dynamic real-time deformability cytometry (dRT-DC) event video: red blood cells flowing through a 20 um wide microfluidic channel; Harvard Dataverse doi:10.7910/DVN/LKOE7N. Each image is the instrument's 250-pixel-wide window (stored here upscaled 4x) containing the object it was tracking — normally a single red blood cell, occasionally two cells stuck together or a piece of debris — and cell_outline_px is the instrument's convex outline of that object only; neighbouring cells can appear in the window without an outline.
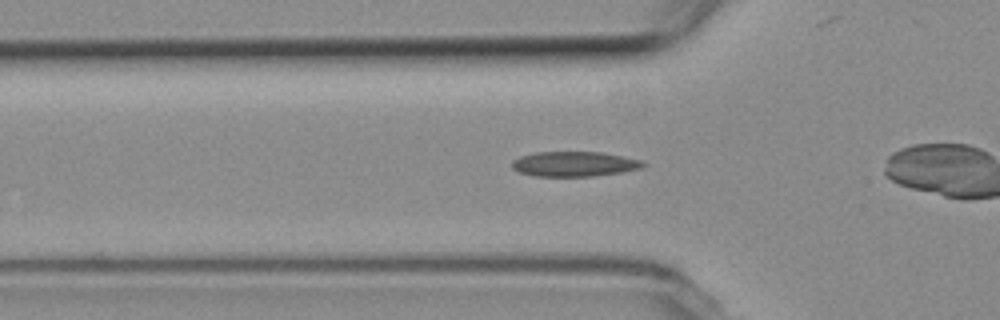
{"species": "common noctule bat (a hibernating species)", "species_latin": "Nyctalus noctula", "temperature_condition": "room temperature", "stored_images_in_passage": 50, "camera_frame_rate_fps": 3000, "um_per_image_px": 0.085, "animal": {"sex": "female", "body_mass_g": 19.3, "forearm_length_mm": 54.1}, "frame": {"image": 1, "passage_image": 13, "time_ms": 4.0, "image_size_px": [1000, 320], "cell_outline_px": [[644, 164], [640, 168], [620, 172], [592, 176], [536, 176], [520, 172], [512, 168], [512, 160], [520, 156], [536, 152], [600, 152], [640, 160]], "centroid_in_image_um": [48.74, 13.93], "position_along_channel_um": 77.1, "area_um2": 18.73}}
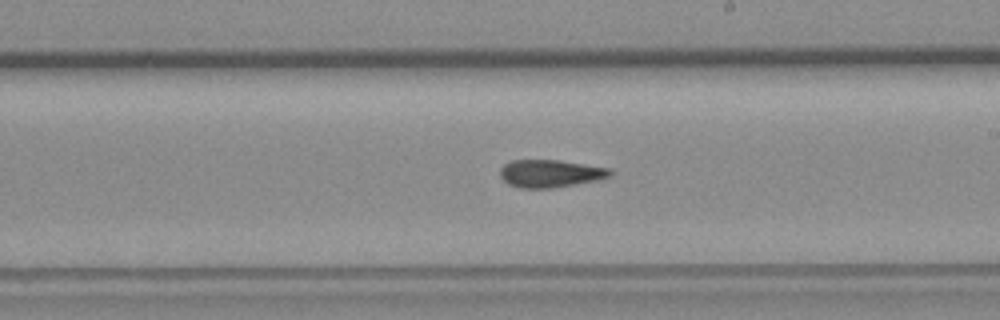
{"frame": {"image": 2, "passage_image": 26, "time_ms": 8.333, "image_size_px": [1000, 320], "cell_outline_px": [[612, 172], [608, 176], [596, 180], [552, 188], [520, 188], [508, 184], [500, 176], [500, 168], [504, 164], [512, 160], [560, 160], [608, 168]], "centroid_in_image_um": [46.71, 14.74], "position_along_channel_um": 242.3, "area_um2": 17.51}}
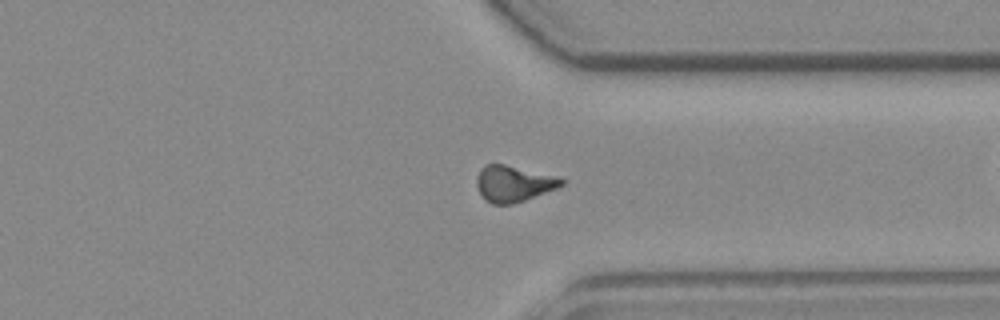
{"frame": {"image": 3, "passage_image": 36, "time_ms": 11.667, "image_size_px": [1000, 320], "cell_outline_px": [[564, 184], [556, 188], [524, 200], [512, 204], [492, 204], [480, 192], [476, 184], [476, 176], [480, 168], [484, 164], [504, 164], [564, 180]], "centroid_in_image_um": [43.56, 15.61], "position_along_channel_um": 367.8, "area_um2": 17.17}, "authors_computed_cell_mechanics": {"area_um2": 17.7446, "velocity_mm_per_s": 3.8013, "shape_relaxation_time_tau1_ms": null, "shape_relaxation_time_tau2_ms": 5.1307, "deformation_change_tau1": null, "deformation_change_tau2": 0.1227}}